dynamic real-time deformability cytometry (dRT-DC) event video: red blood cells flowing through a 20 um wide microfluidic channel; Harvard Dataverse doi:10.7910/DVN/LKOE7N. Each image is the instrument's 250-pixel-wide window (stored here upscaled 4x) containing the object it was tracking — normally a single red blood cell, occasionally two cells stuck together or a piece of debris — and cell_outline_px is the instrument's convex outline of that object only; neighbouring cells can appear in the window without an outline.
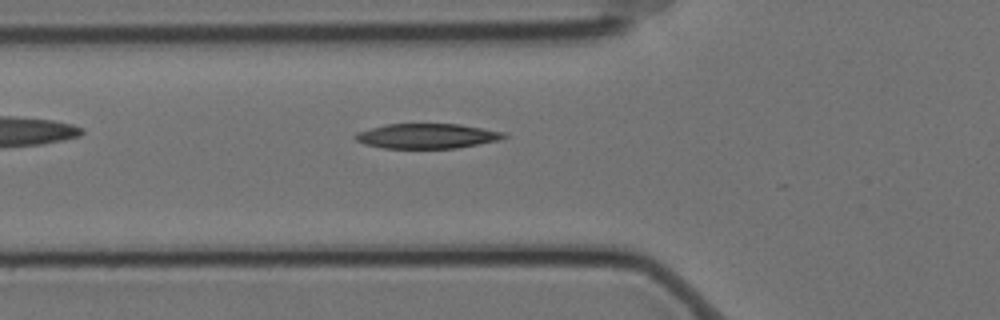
{"species": "Egyptian fruit bat (a non-hibernating species)", "species_latin": "Rousettus aegyptiacus", "temperature_condition": "cold", "stored_images_in_passage": 2, "camera_frame_rate_fps": 3000, "um_per_image_px": 0.085, "animal": {"sex": "female"}, "frame": {"image": 1, "passage_image": 2, "time_ms": 0.333, "image_size_px": [1000, 320], "cell_outline_px": [[508, 136], [500, 140], [456, 148], [384, 148], [364, 144], [356, 140], [356, 132], [388, 124], [460, 124], [504, 132]], "centroid_in_image_um": [36.32, 11.56], "position_along_channel_um": 89.5, "area_um2": 21.39}}